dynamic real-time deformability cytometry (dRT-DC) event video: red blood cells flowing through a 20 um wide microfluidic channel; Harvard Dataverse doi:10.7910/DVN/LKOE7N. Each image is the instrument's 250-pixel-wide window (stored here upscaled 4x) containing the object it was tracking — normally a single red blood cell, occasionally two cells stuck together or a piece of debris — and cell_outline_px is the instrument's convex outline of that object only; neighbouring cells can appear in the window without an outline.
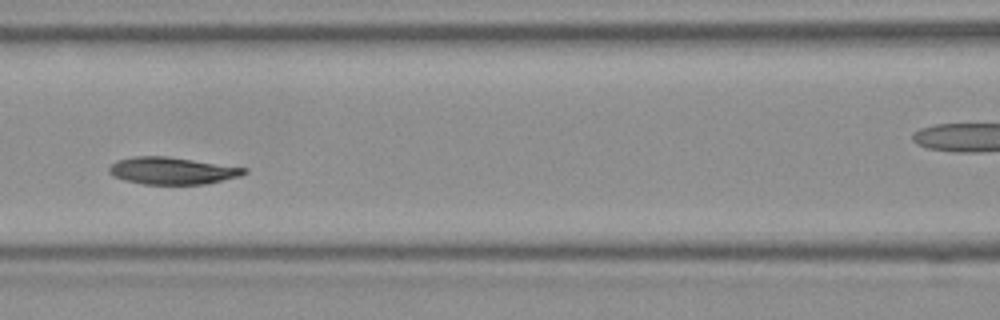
{"species": "Egyptian fruit bat (a non-hibernating species)", "species_latin": "Rousettus aegyptiacus", "temperature_condition": "room temperature", "stored_images_in_passage": 7, "segment_of_instrument_passage": [1, 2], "camera_frame_rate_fps": 3000, "um_per_image_px": 0.085, "frame": {"image": 1, "passage_image": 6, "time_ms": 1.667, "image_size_px": [1000, 320], "cell_outline_px": [[248, 172], [240, 176], [204, 184], [144, 184], [124, 180], [112, 176], [108, 172], [108, 168], [116, 160], [136, 156], [168, 156], [248, 168]], "centroid_in_image_um": [14.62, 14.51], "position_along_channel_um": 152.0, "area_um2": 21.39}}